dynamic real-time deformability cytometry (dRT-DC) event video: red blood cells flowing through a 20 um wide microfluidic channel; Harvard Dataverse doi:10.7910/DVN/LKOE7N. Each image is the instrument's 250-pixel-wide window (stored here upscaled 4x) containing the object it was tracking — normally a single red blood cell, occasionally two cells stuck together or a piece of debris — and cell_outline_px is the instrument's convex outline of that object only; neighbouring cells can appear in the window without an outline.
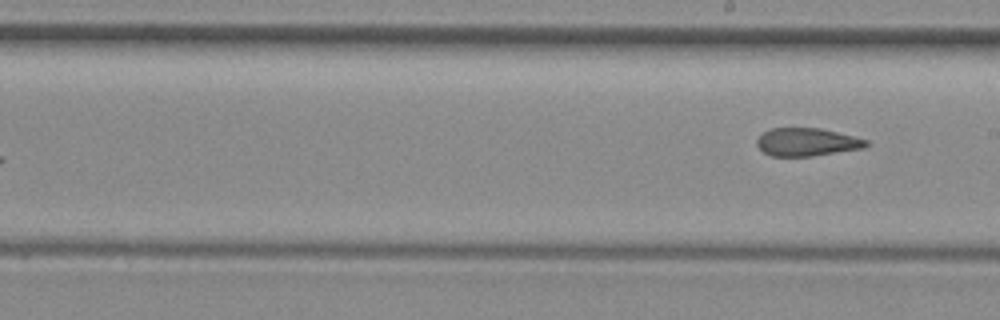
{"species": "common noctule bat (a hibernating species)", "species_latin": "Nyctalus noctula", "temperature_condition": "room temperature", "stored_images_in_passage": 9, "segment_of_instrument_passage": [2, 2], "camera_frame_rate_fps": 3000, "um_per_image_px": 0.085, "animal": {"sex": "female", "body_mass_g": 29.2, "forearm_length_mm": 56.3}, "frame": {"image": 1, "passage_image": 9, "time_ms": 2.667, "image_size_px": [1000, 320], "cell_outline_px": [[868, 144], [864, 148], [812, 156], [772, 156], [764, 152], [756, 144], [756, 140], [764, 132], [772, 128], [820, 128], [868, 140]], "centroid_in_image_um": [68.58, 12.08], "position_along_channel_um": 220.4, "area_um2": 17.63}}